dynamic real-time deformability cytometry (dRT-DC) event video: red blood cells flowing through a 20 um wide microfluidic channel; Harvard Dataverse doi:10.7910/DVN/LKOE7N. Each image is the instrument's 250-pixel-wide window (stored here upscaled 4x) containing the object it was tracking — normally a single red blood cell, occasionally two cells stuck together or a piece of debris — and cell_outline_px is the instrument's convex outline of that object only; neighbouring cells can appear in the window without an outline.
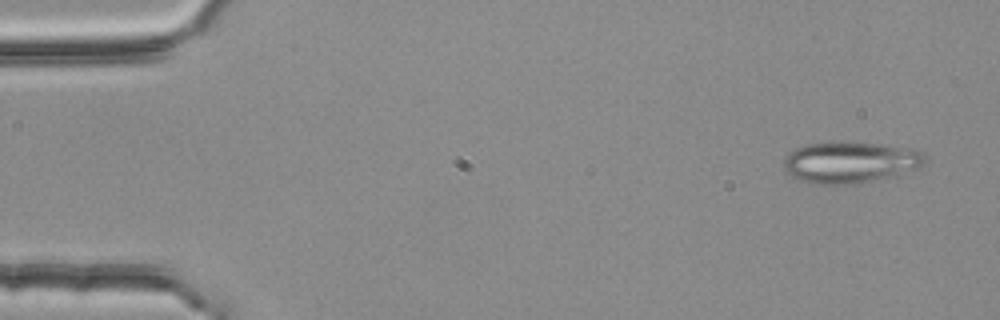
{"species": "common noctule bat (a hibernating species)", "species_latin": "Nyctalus noctula", "temperature_condition": "room temperature", "stored_images_in_passage": 3, "camera_frame_rate_fps": 3000, "um_per_image_px": 0.085, "animal": {"sex": "female", "body_mass_g": 25.1}, "frame": {"image": 1, "passage_image": 1, "time_ms": 0.0, "image_size_px": [1000, 320], "cell_outline_px": [[928, 160], [924, 164], [916, 168], [892, 176], [852, 184], [812, 184], [800, 180], [792, 176], [784, 168], [784, 156], [788, 152], [796, 148], [808, 144], [880, 144], [916, 148], [924, 152]], "centroid_in_image_um": [72.3, 13.81], "position_along_channel_um": 12.7, "area_um2": 33.47}}